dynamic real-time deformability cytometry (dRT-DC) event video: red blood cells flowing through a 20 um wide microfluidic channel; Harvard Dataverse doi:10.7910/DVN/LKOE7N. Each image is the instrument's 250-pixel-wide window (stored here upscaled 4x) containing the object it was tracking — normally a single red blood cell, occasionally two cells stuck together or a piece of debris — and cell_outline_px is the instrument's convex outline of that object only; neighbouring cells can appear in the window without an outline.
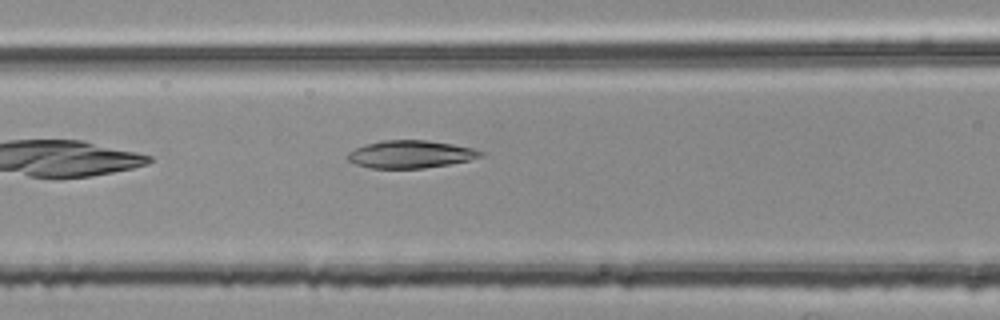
{"species": "common noctule bat (a hibernating species)", "species_latin": "Nyctalus noctula", "temperature_condition": "room temperature", "stored_images_in_passage": 22, "camera_frame_rate_fps": 3000, "um_per_image_px": 0.085, "animal": {"sex": "female", "body_mass_g": 25.1}, "frame": {"image": 1, "passage_image": 7, "time_ms": 2.0, "image_size_px": [1000, 320], "cell_outline_px": [[484, 156], [468, 160], [448, 164], [424, 168], [368, 168], [356, 164], [348, 160], [348, 152], [364, 144], [384, 140], [428, 140], [452, 144], [472, 148], [484, 152]], "centroid_in_image_um": [34.89, 13.11], "position_along_channel_um": 131.7, "area_um2": 21.33}}